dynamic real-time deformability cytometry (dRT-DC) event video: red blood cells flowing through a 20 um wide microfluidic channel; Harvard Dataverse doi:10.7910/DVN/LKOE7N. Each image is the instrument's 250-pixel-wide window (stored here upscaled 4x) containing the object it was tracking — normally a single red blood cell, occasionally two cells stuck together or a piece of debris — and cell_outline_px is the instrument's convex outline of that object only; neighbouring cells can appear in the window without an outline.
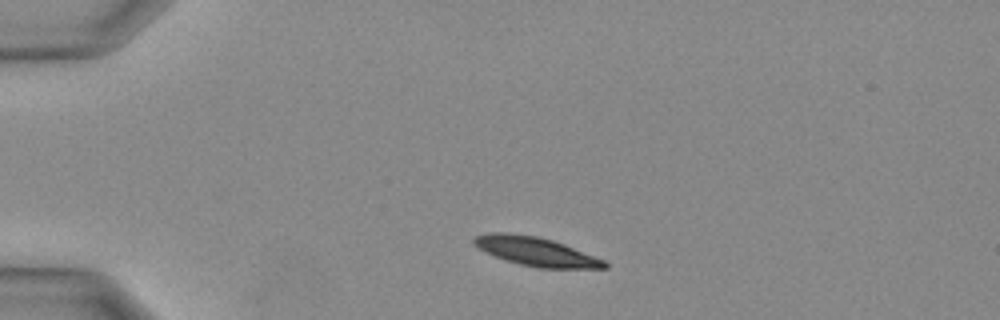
{"species": "Egyptian fruit bat (a non-hibernating species)", "species_latin": "Rousettus aegyptiacus", "temperature_condition": "warm", "stored_images_in_passage": 28, "camera_frame_rate_fps": 3000, "um_per_image_px": 0.085, "animal": {"sex": "female"}, "frame": {"image": 1, "passage_image": 1, "time_ms": 0.0, "image_size_px": [1000, 320], "cell_outline_px": [[608, 268], [540, 268], [520, 264], [496, 256], [472, 244], [472, 240], [476, 236], [488, 232], [508, 232], [540, 236], [564, 244], [604, 260], [608, 264]], "centroid_in_image_um": [45.55, 21.36], "position_along_channel_um": 39.5, "area_um2": 21.73}}
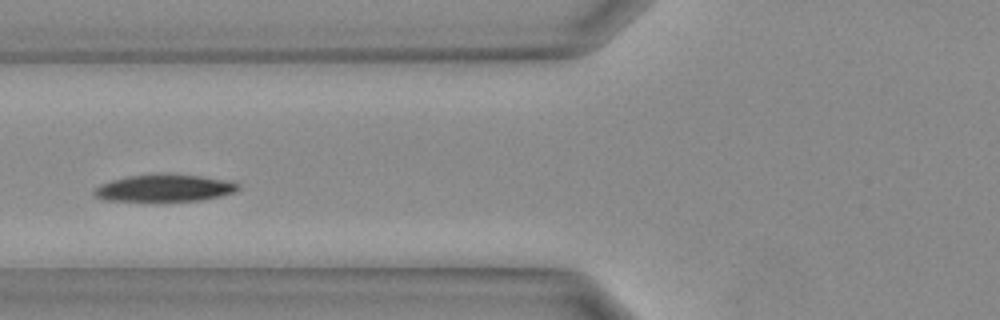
{"frame": {"image": 2, "passage_image": 7, "time_ms": 2.0, "image_size_px": [1000, 320], "cell_outline_px": [[240, 188], [236, 192], [220, 196], [200, 200], [104, 200], [96, 196], [92, 192], [96, 188], [112, 180], [128, 176], [200, 176], [232, 180], [240, 184]], "centroid_in_image_um": [14.08, 16.0], "position_along_channel_um": 111.7, "area_um2": 21.73}}
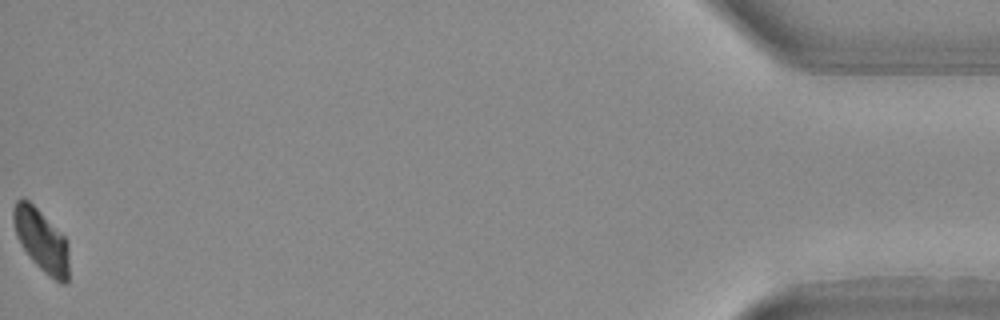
{"frame": {"image": 3, "passage_image": 28, "time_ms": 9.0, "image_size_px": [1000, 320], "cell_outline_px": [[68, 284], [60, 284], [44, 272], [32, 260], [20, 244], [16, 236], [12, 220], [12, 208], [16, 200], [28, 200], [68, 240]], "centroid_in_image_um": [3.51, 20.46], "position_along_channel_um": 431.7, "area_um2": 20.17}}